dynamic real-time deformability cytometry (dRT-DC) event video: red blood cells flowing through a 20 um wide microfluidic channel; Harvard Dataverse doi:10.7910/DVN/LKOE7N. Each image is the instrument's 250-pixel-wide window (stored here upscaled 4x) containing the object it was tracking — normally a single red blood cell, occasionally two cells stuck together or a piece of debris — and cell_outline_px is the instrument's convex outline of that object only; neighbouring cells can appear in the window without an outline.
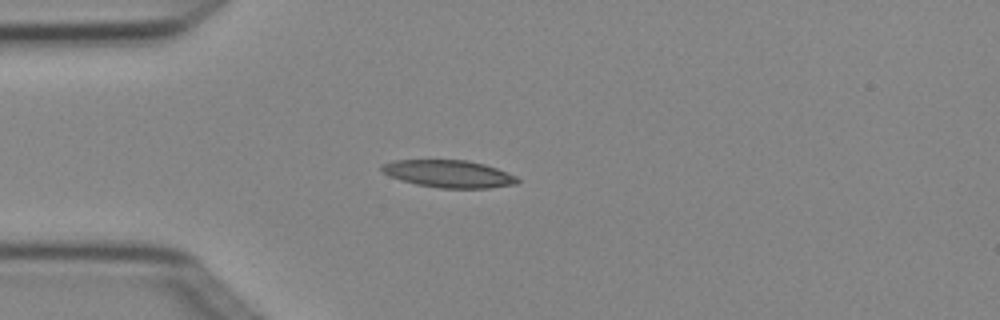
{"species": "Egyptian fruit bat (a non-hibernating species)", "species_latin": "Rousettus aegyptiacus", "temperature_condition": "cold", "stored_images_in_passage": 3, "camera_frame_rate_fps": 3000, "um_per_image_px": 0.085, "animal": {"sex": "female"}, "frame": {"image": 1, "passage_image": 3, "time_ms": 0.667, "image_size_px": [1000, 320], "cell_outline_px": [[520, 180], [516, 184], [488, 188], [440, 188], [416, 184], [400, 180], [388, 176], [380, 168], [380, 164], [392, 160], [468, 160], [484, 164], [496, 168], [516, 176]], "centroid_in_image_um": [38.11, 14.77], "position_along_channel_um": 46.9, "area_um2": 21.73}}